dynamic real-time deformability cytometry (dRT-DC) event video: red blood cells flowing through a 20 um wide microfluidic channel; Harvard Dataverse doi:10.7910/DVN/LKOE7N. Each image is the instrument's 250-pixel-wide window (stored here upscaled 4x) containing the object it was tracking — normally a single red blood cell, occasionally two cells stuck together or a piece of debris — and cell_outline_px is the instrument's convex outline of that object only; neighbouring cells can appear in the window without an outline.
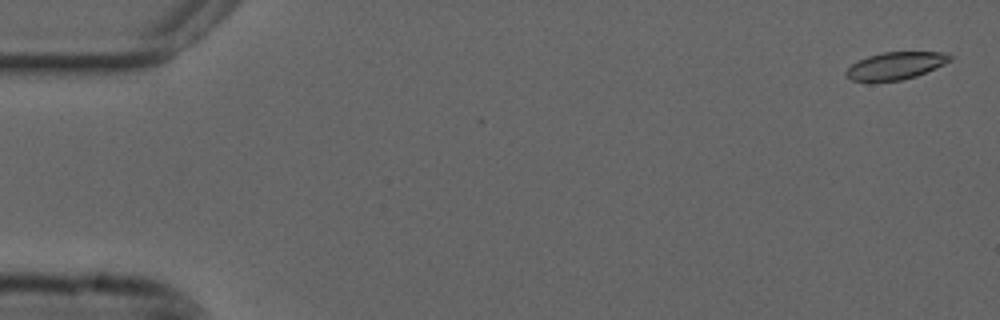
{"species": "common noctule bat (a hibernating species)", "species_latin": "Nyctalus noctula", "temperature_condition": "cold", "stored_images_in_passage": 13, "camera_frame_rate_fps": 3000, "um_per_image_px": 0.085, "animal": {"sex": "male", "forearm_length_mm": 52.5}, "frame": {"image": 1, "passage_image": 2, "time_ms": 0.333, "image_size_px": [1000, 320], "cell_outline_px": [[952, 60], [944, 64], [916, 76], [900, 80], [852, 80], [844, 72], [852, 64], [868, 56], [884, 52], [940, 52], [952, 56]], "centroid_in_image_um": [76.15, 5.57], "position_along_channel_um": 8.8, "area_um2": 16.07}}